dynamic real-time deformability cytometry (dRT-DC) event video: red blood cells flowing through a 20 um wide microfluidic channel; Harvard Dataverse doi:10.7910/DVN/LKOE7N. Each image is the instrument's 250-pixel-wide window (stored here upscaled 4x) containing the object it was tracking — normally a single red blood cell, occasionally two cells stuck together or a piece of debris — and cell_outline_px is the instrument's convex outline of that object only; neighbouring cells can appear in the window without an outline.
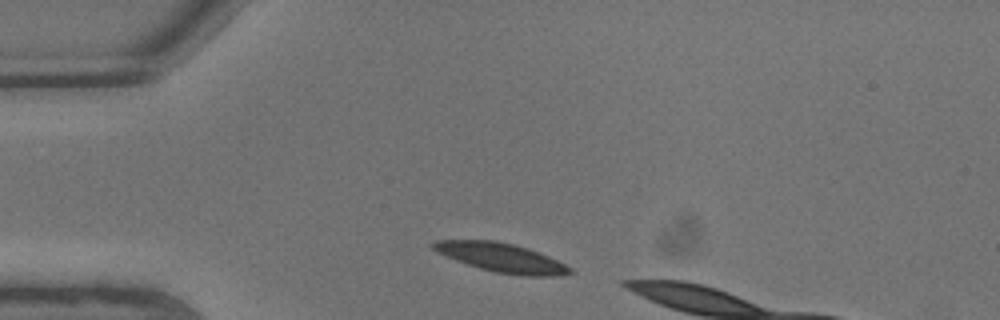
{"species": "common noctule bat (a hibernating species)", "species_latin": "Nyctalus noctula", "temperature_condition": "warm", "stored_images_in_passage": 3, "camera_frame_rate_fps": 3000, "um_per_image_px": 0.085, "animal": {"sex": "male", "body_mass_g": 13.3}, "frame": {"image": 1, "passage_image": 1, "time_ms": 0.0, "image_size_px": [1000, 320], "cell_outline_px": [[572, 272], [560, 276], [528, 276], [496, 272], [480, 268], [456, 260], [436, 252], [428, 244], [432, 240], [496, 240], [528, 248], [548, 256], [572, 268]], "centroid_in_image_um": [42.57, 21.88], "position_along_channel_um": 42.4, "area_um2": 23.0}}